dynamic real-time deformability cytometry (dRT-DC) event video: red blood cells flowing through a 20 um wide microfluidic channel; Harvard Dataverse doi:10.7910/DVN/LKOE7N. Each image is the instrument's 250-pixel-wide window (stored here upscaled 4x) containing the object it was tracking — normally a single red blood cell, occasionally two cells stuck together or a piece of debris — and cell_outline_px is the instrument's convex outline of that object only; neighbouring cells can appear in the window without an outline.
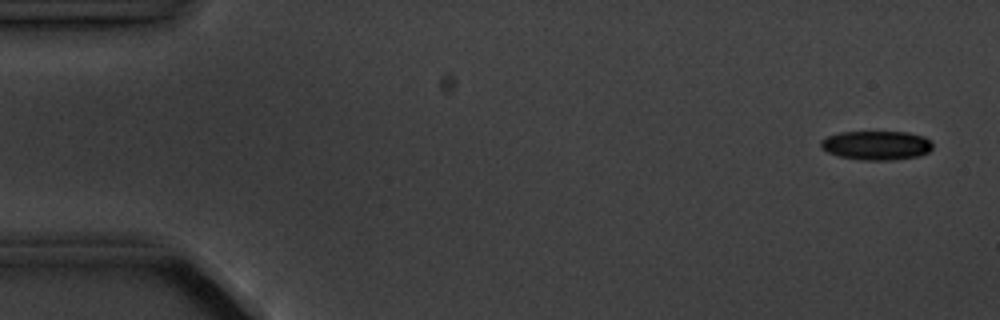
{"species": "common noctule bat (a hibernating species)", "species_latin": "Nyctalus noctula", "temperature_condition": "cold", "stored_images_in_passage": 10, "camera_frame_rate_fps": 3000, "um_per_image_px": 0.085, "animal": {"sex": "male", "body_mass_g": 20.1, "forearm_length_mm": 53.5}, "frame": {"image": 1, "passage_image": 1, "time_ms": 0.0, "image_size_px": [1000, 320], "cell_outline_px": [[932, 148], [928, 152], [920, 156], [892, 160], [860, 160], [840, 156], [828, 152], [820, 148], [820, 140], [824, 136], [840, 132], [908, 132], [924, 136], [932, 144]], "centroid_in_image_um": [74.46, 12.35], "position_along_channel_um": 10.5, "area_um2": 19.13}}
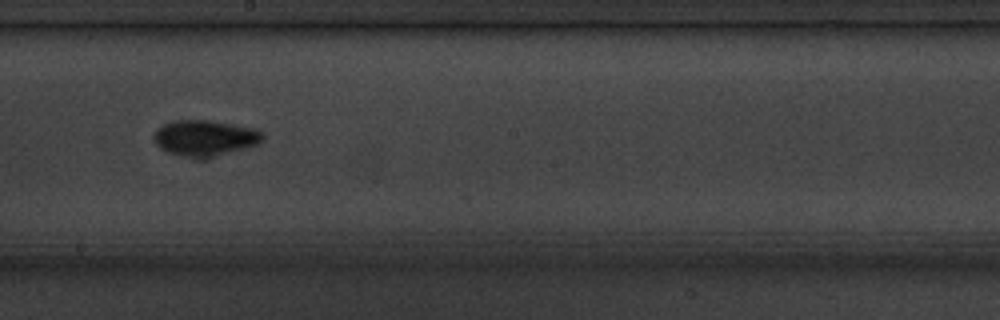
{"frame": {"image": 2, "passage_image": 9, "time_ms": 9.333, "image_size_px": [1000, 320], "cell_outline_px": [[264, 140], [260, 144], [212, 156], [184, 156], [168, 152], [160, 148], [156, 144], [152, 136], [164, 124], [172, 120], [208, 120], [256, 128], [264, 136]], "centroid_in_image_um": [17.43, 11.7], "position_along_channel_um": 230.8, "area_um2": 22.25}}
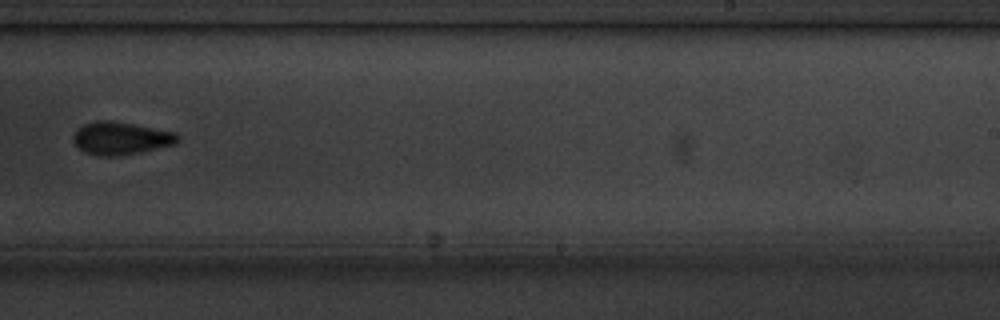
{"frame": {"image": 3, "passage_image": 10, "time_ms": 10.667, "image_size_px": [1000, 320], "cell_outline_px": [[180, 140], [176, 144], [140, 152], [112, 156], [100, 156], [84, 152], [72, 140], [72, 136], [84, 124], [96, 120], [112, 120], [176, 132], [180, 136]], "centroid_in_image_um": [10.3, 11.74], "position_along_channel_um": 278.7, "area_um2": 19.88}}